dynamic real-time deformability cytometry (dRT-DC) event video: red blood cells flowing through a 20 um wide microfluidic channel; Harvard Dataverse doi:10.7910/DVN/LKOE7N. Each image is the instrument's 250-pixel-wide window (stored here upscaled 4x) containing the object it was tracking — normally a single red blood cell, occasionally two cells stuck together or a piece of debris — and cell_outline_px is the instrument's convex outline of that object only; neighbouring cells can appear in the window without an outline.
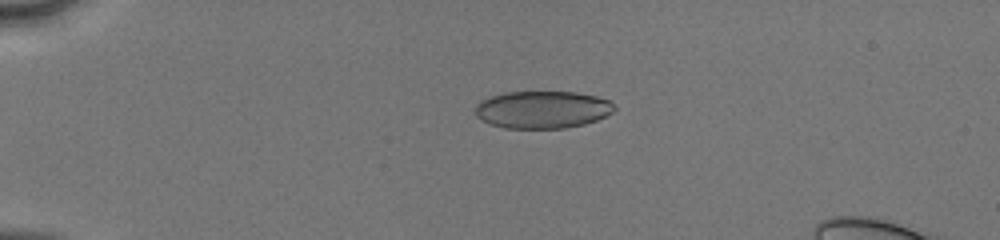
{"species": "human", "species_latin": "Homo sapiens", "temperature_condition": "cold", "stored_images_in_passage": 40, "segment_of_instrument_passage": [1, 2], "camera_frame_rate_fps": 3000, "um_per_image_px": 0.085, "donor": {"sex": "male"}, "frame": {"image": 1, "passage_image": 1, "time_ms": 0.0, "image_size_px": [1000, 240], "cell_outline_px": [[616, 108], [612, 112], [596, 120], [584, 124], [564, 128], [504, 128], [480, 120], [476, 116], [476, 104], [480, 100], [504, 92], [576, 92], [596, 96], [612, 100]], "centroid_in_image_um": [46.11, 9.31], "position_along_channel_um": 38.9, "area_um2": 30.4}}
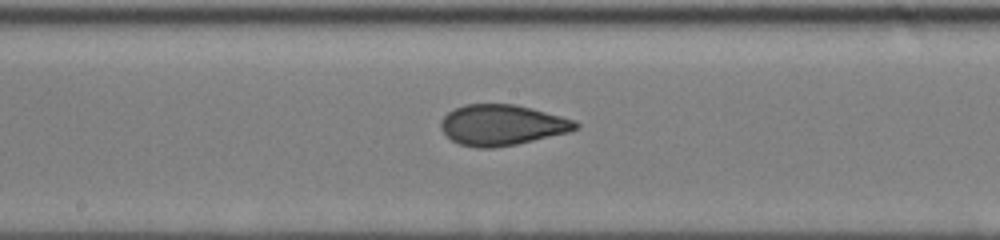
{"frame": {"image": 2, "passage_image": 17, "time_ms": 5.333, "image_size_px": [1000, 240], "cell_outline_px": [[580, 128], [568, 132], [516, 144], [492, 148], [476, 148], [460, 144], [452, 140], [440, 128], [440, 124], [444, 116], [448, 112], [464, 104], [512, 104], [532, 108], [576, 120], [580, 124]], "centroid_in_image_um": [42.69, 10.62], "position_along_channel_um": 205.5, "area_um2": 31.85}}
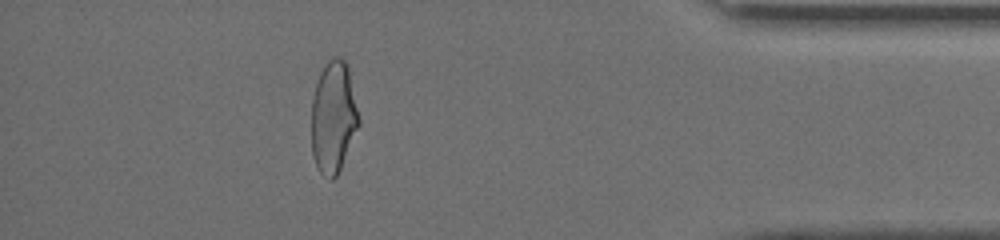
{"frame": {"image": 3, "passage_image": 34, "time_ms": 11.0, "image_size_px": [1000, 240], "cell_outline_px": [[360, 124], [340, 168], [336, 176], [332, 180], [328, 180], [316, 168], [312, 156], [312, 100], [316, 80], [320, 72], [328, 60], [332, 56], [336, 56], [344, 60], [348, 64], [360, 120]], "centroid_in_image_um": [28.33, 9.95], "position_along_channel_um": 406.9, "area_um2": 31.15}}